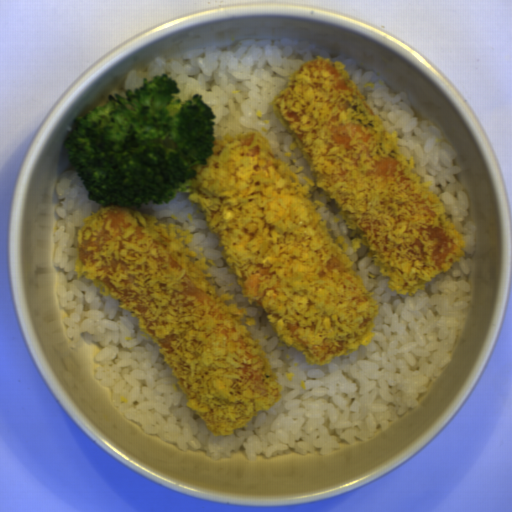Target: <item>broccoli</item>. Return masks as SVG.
<instances>
[{"instance_id":"obj_1","label":"broccoli","mask_w":512,"mask_h":512,"mask_svg":"<svg viewBox=\"0 0 512 512\" xmlns=\"http://www.w3.org/2000/svg\"><path fill=\"white\" fill-rule=\"evenodd\" d=\"M179 92L165 73L144 77L139 88L109 94L104 106L74 119L64 150L92 202L169 203L191 187L212 154L216 116L203 95L172 96Z\"/></svg>"}]
</instances>
